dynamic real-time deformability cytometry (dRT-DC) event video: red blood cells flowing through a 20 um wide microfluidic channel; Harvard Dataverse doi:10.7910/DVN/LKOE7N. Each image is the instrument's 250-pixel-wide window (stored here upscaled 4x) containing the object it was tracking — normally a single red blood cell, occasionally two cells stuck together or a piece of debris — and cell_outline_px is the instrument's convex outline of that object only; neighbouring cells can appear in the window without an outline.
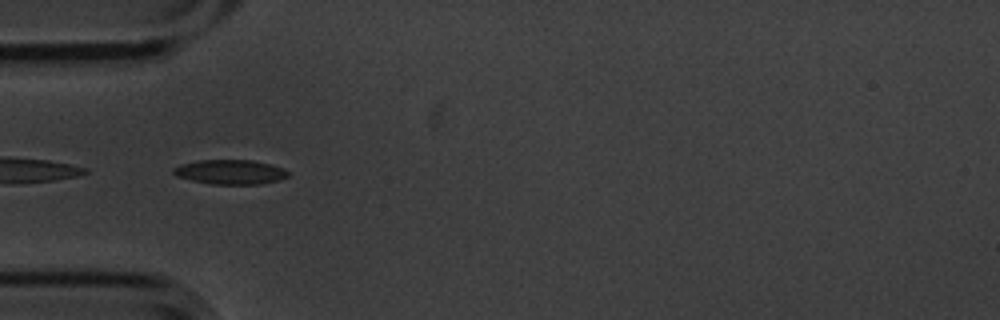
{"species": "common noctule bat (a hibernating species)", "species_latin": "Nyctalus noctula", "temperature_condition": "cold", "stored_images_in_passage": 13, "camera_frame_rate_fps": 3000, "um_per_image_px": 0.085, "animal": {"sex": "male", "body_mass_g": 20.1, "forearm_length_mm": 53.5}, "frame": {"image": 1, "passage_image": 4, "time_ms": 1.0, "image_size_px": [1000, 320], "cell_outline_px": [[288, 176], [276, 180], [260, 184], [212, 184], [192, 180], [176, 176], [172, 172], [172, 168], [180, 164], [200, 160], [252, 160], [272, 164], [284, 168], [288, 172]], "centroid_in_image_um": [19.55, 14.61], "position_along_channel_um": 65.4, "area_um2": 16.36}}
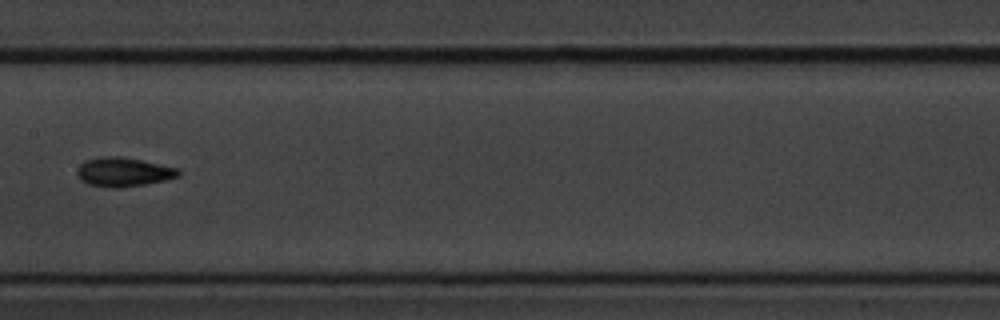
{"frame": {"image": 2, "passage_image": 7, "time_ms": 2.0, "image_size_px": [1000, 320], "cell_outline_px": [[180, 176], [164, 180], [144, 184], [120, 188], [108, 188], [88, 184], [80, 180], [76, 172], [80, 164], [88, 160], [104, 156], [120, 156], [180, 168]], "centroid_in_image_um": [10.5, 14.63], "position_along_channel_um": 196.9, "area_um2": 17.17}}
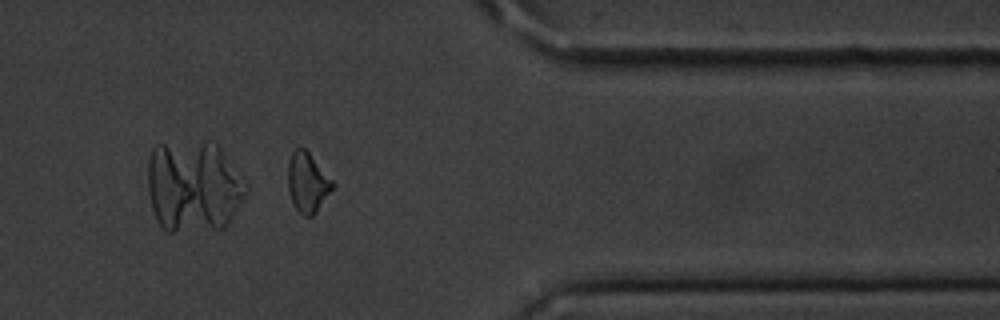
{"frame": {"image": 3, "passage_image": 12, "time_ms": 3.667, "image_size_px": [1000, 320], "cell_outline_px": [[336, 184], [316, 212], [312, 216], [304, 216], [296, 208], [288, 192], [288, 160], [292, 152], [296, 148], [304, 148], [308, 152]], "centroid_in_image_um": [26.13, 15.5], "position_along_channel_um": 385.3, "area_um2": 15.37}}